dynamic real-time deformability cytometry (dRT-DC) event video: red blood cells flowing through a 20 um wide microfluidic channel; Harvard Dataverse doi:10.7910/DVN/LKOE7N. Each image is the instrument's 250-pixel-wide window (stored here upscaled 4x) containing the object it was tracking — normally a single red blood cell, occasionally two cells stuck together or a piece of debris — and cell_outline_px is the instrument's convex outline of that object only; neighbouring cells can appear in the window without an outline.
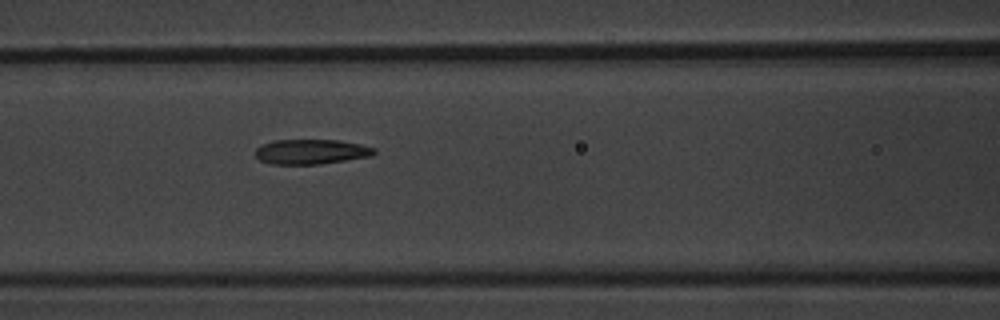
{"species": "common noctule bat (a hibernating species)", "species_latin": "Nyctalus noctula", "temperature_condition": "warm", "stored_images_in_passage": 5, "camera_frame_rate_fps": 3000, "um_per_image_px": 0.085, "animal": {"sex": "male", "body_mass_g": 20.1, "forearm_length_mm": 53.5}, "frame": {"image": 1, "passage_image": 5, "time_ms": 4.667, "image_size_px": [1000, 320], "cell_outline_px": [[376, 152], [372, 156], [320, 164], [272, 164], [260, 160], [252, 152], [256, 148], [272, 140], [340, 140], [360, 144], [376, 148]], "centroid_in_image_um": [26.44, 12.89], "position_along_channel_um": 140.2, "area_um2": 17.34}}